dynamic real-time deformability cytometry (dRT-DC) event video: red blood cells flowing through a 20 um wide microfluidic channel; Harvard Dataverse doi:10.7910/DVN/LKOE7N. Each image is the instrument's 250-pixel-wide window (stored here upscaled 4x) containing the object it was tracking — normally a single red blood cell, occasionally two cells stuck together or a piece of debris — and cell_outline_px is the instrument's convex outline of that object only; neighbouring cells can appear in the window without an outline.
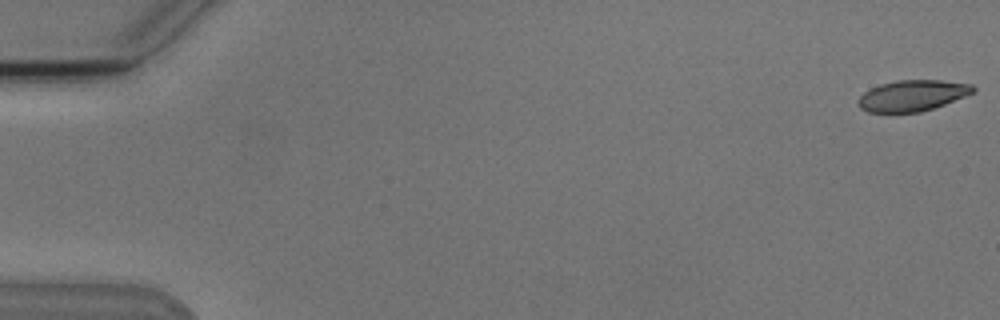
{"species": "Egyptian fruit bat (a non-hibernating species)", "species_latin": "Rousettus aegyptiacus", "temperature_condition": "cold", "stored_images_in_passage": 7, "camera_frame_rate_fps": 3000, "um_per_image_px": 0.085, "animal": {"sex": "male"}, "frame": {"image": 1, "passage_image": 1, "time_ms": 0.0, "image_size_px": [1000, 320], "cell_outline_px": [[976, 92], [944, 104], [920, 112], [868, 112], [860, 108], [856, 100], [864, 92], [880, 84], [896, 80], [940, 80], [972, 84], [976, 88]], "centroid_in_image_um": [77.56, 8.12], "position_along_channel_um": 7.4, "area_um2": 20.75}}
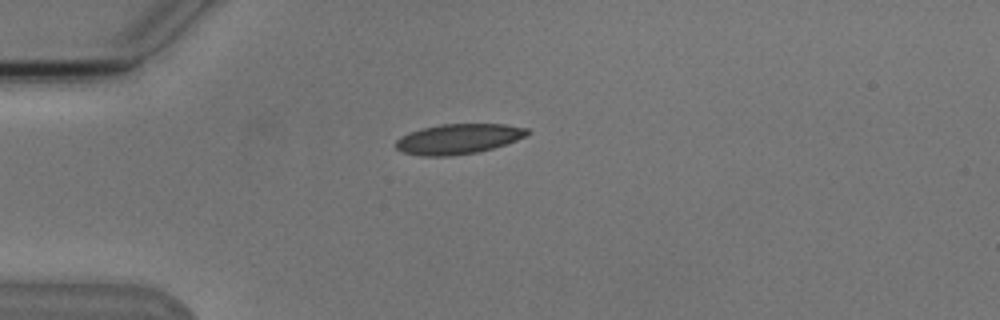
{"frame": {"image": 2, "passage_image": 5, "time_ms": 4.667, "image_size_px": [1000, 320], "cell_outline_px": [[532, 132], [516, 140], [480, 152], [452, 156], [420, 156], [404, 152], [396, 148], [396, 140], [412, 132], [424, 128], [440, 124], [504, 124], [528, 128]], "centroid_in_image_um": [39.0, 11.81], "position_along_channel_um": 46.0, "area_um2": 22.89}}